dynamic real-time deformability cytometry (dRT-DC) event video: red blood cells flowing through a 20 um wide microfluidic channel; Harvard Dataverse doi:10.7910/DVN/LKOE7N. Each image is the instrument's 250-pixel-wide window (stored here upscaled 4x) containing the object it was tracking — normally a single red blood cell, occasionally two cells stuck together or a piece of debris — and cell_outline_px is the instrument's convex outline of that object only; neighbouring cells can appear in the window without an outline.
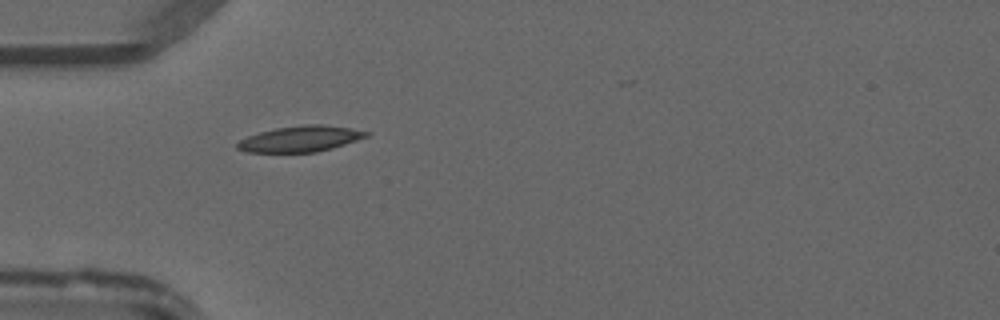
{"species": "common noctule bat (a hibernating species)", "species_latin": "Nyctalus noctula", "temperature_condition": "warm", "stored_images_in_passage": 30, "camera_frame_rate_fps": 3000, "um_per_image_px": 0.085, "animal": {"sex": "male", "forearm_length_mm": 52.5}, "frame": {"image": 1, "passage_image": 2, "time_ms": 0.333, "image_size_px": [1000, 320], "cell_outline_px": [[372, 132], [368, 136], [332, 148], [316, 152], [248, 152], [236, 148], [236, 144], [240, 140], [248, 136], [260, 132], [276, 128], [304, 124], [324, 124]], "centroid_in_image_um": [25.53, 11.8], "position_along_channel_um": 59.5, "area_um2": 19.31}}
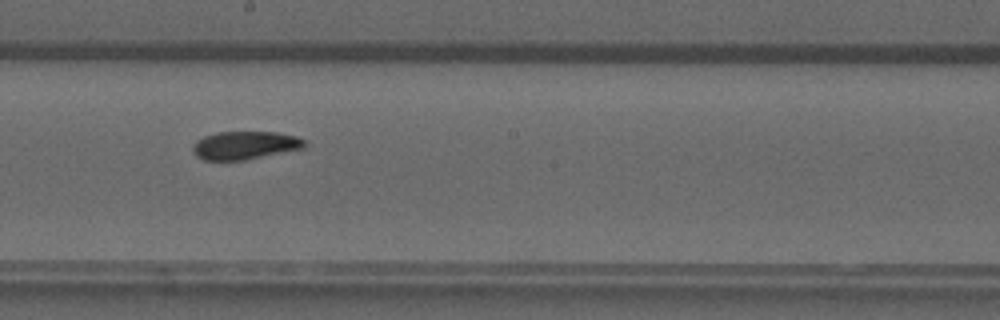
{"frame": {"image": 2, "passage_image": 14, "time_ms": 4.333, "image_size_px": [1000, 320], "cell_outline_px": [[308, 144], [304, 148], [244, 160], [204, 160], [196, 156], [192, 152], [192, 144], [196, 140], [204, 136], [216, 132], [276, 132], [296, 136], [304, 140]], "centroid_in_image_um": [20.79, 12.35], "position_along_channel_um": 227.4, "area_um2": 18.44}}
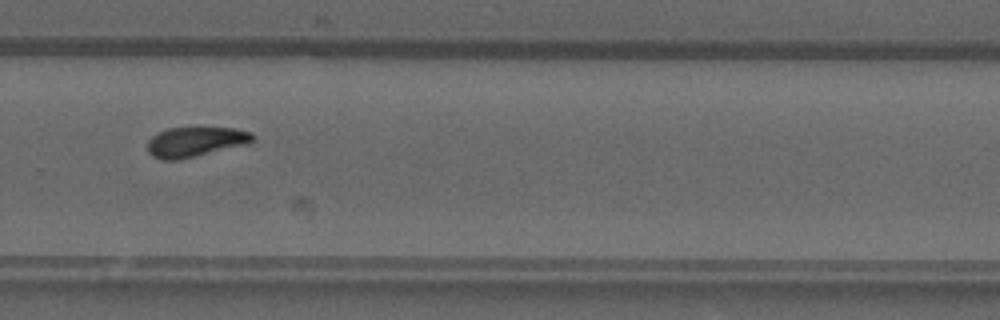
{"frame": {"image": 3, "passage_image": 20, "time_ms": 6.333, "image_size_px": [1000, 320], "cell_outline_px": [[256, 140], [248, 144], [180, 160], [160, 160], [152, 156], [148, 152], [148, 140], [156, 132], [168, 128], [196, 124], [204, 124], [236, 128], [252, 132], [256, 136]], "centroid_in_image_um": [16.66, 11.99], "position_along_channel_um": 313.1, "area_um2": 19.77}}